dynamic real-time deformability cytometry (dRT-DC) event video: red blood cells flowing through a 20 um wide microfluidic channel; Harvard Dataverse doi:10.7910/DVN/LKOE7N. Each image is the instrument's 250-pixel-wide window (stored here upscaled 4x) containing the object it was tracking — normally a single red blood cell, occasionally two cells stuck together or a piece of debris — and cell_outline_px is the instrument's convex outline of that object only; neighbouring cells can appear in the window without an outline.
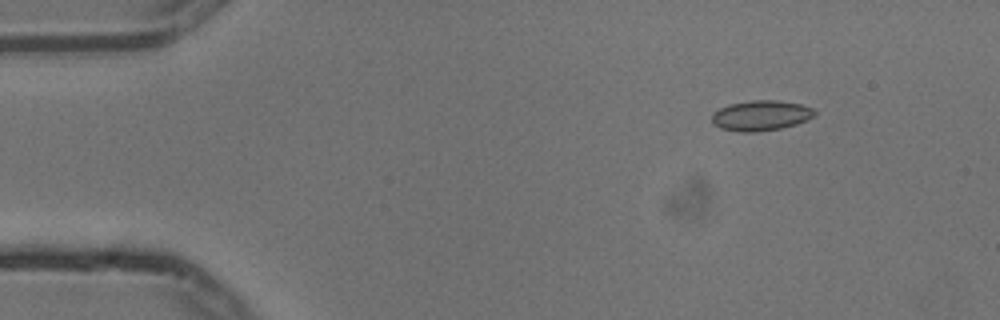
{"species": "common noctule bat (a hibernating species)", "species_latin": "Nyctalus noctula", "temperature_condition": "cold", "stored_images_in_passage": 21, "camera_frame_rate_fps": 3000, "um_per_image_px": 0.085, "animal": {"sex": "male", "body_mass_g": 13.3}, "frame": {"image": 1, "passage_image": 1, "time_ms": 0.0, "image_size_px": [1000, 320], "cell_outline_px": [[816, 112], [808, 120], [796, 124], [780, 128], [756, 132], [740, 132], [720, 128], [712, 124], [712, 112], [728, 104], [752, 100], [776, 100], [800, 104], [812, 108]], "centroid_in_image_um": [64.63, 9.82], "position_along_channel_um": 20.4, "area_um2": 18.15}}
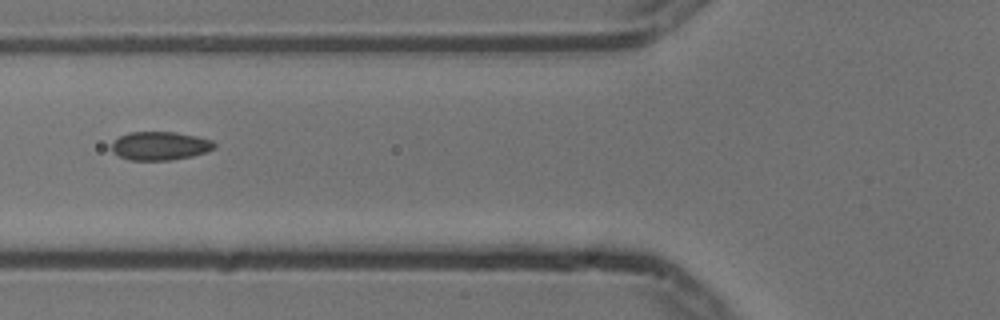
{"frame": {"image": 2, "passage_image": 15, "time_ms": 4.667, "image_size_px": [1000, 320], "cell_outline_px": [[216, 148], [208, 152], [192, 156], [172, 160], [132, 160], [120, 156], [112, 152], [112, 140], [128, 132], [176, 132], [196, 136], [212, 140], [216, 144]], "centroid_in_image_um": [13.62, 12.39], "position_along_channel_um": 112.2, "area_um2": 17.22}}
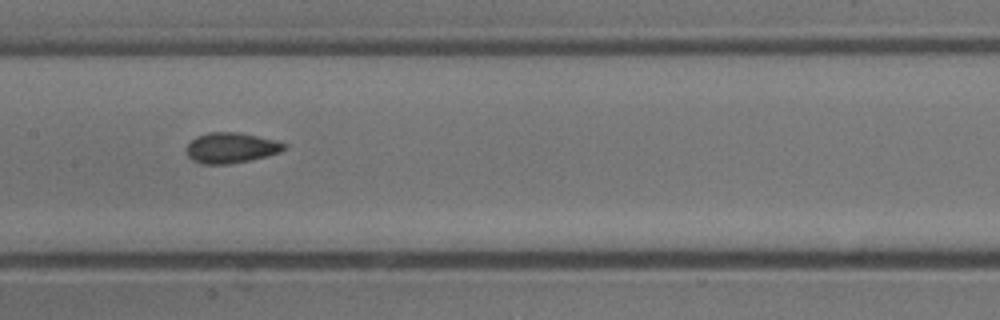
{"frame": {"image": 3, "passage_image": 21, "time_ms": 6.667, "image_size_px": [1000, 320], "cell_outline_px": [[288, 144], [280, 152], [268, 156], [228, 164], [200, 164], [192, 160], [188, 156], [184, 148], [196, 136], [208, 132], [240, 132], [276, 140]], "centroid_in_image_um": [19.62, 12.56], "position_along_channel_um": 187.8, "area_um2": 17.51}}